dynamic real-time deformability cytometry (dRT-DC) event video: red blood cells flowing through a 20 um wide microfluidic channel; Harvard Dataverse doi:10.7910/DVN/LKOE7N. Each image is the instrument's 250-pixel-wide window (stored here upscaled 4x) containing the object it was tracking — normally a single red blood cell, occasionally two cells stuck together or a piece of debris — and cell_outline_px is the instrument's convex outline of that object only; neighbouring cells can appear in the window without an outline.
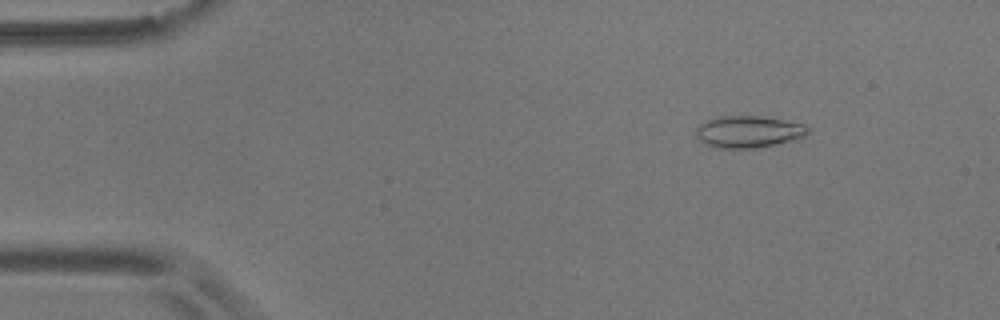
{"species": "common noctule bat (a hibernating species)", "species_latin": "Nyctalus noctula", "temperature_condition": "room temperature", "stored_images_in_passage": 55, "camera_frame_rate_fps": 3000, "um_per_image_px": 0.085, "animal": {"sex": "male", "body_mass_g": 17.9}, "frame": {"image": 1, "passage_image": 7, "time_ms": 2.0, "image_size_px": [1000, 320], "cell_outline_px": [[808, 132], [804, 136], [792, 140], [776, 144], [756, 148], [712, 148], [704, 144], [696, 136], [696, 128], [704, 120], [716, 116], [764, 116], [804, 124], [808, 128]], "centroid_in_image_um": [63.56, 11.19], "position_along_channel_um": 21.4, "area_um2": 20.98}}
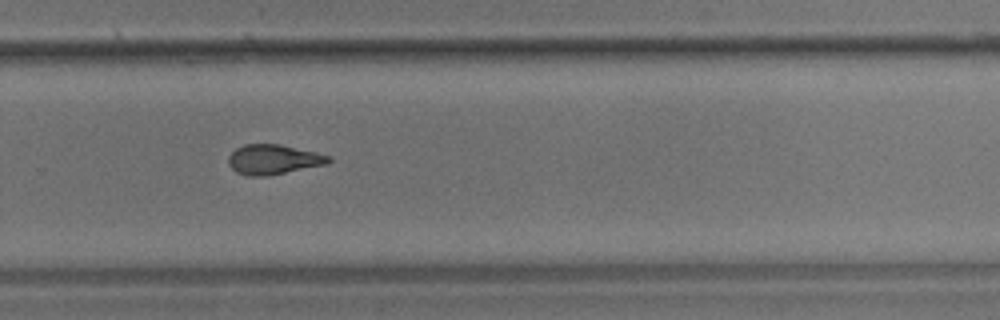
{"frame": {"image": 2, "passage_image": 37, "time_ms": 12.0, "image_size_px": [1000, 320], "cell_outline_px": [[332, 160], [328, 164], [268, 176], [248, 176], [236, 172], [228, 164], [228, 156], [236, 148], [244, 144], [280, 144], [316, 152], [332, 156]], "centroid_in_image_um": [23.26, 13.56], "position_along_channel_um": 306.5, "area_um2": 17.63}}
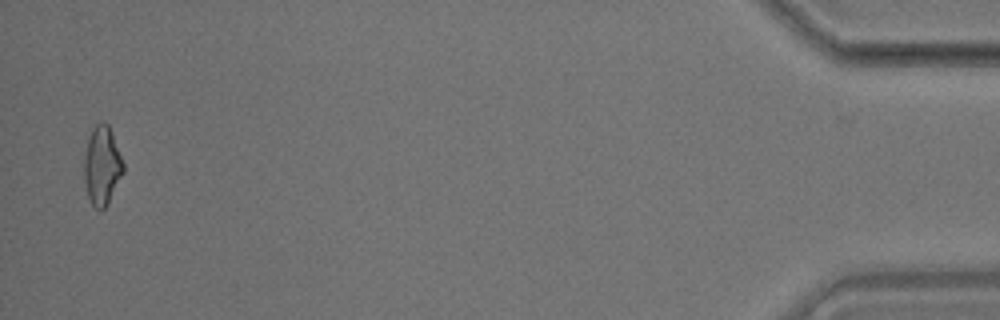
{"frame": {"image": 3, "passage_image": 54, "time_ms": 17.667, "image_size_px": [1000, 320], "cell_outline_px": [[124, 172], [104, 208], [100, 212], [92, 204], [88, 196], [84, 180], [84, 160], [88, 140], [92, 128], [100, 120], [104, 120], [108, 124], [112, 132], [124, 164]], "centroid_in_image_um": [8.67, 14.04], "position_along_channel_um": 426.5, "area_um2": 17.86}, "authors_computed_cell_mechanics": {"area_um2": 17.8602, "velocity_mm_per_s": 3.6562, "shape_relaxation_time_tau1_ms": 6.7226, "shape_relaxation_time_tau2_ms": 2.4918, "deformation_change_tau1": 0.1813, "deformation_change_tau2": 0.1035}}